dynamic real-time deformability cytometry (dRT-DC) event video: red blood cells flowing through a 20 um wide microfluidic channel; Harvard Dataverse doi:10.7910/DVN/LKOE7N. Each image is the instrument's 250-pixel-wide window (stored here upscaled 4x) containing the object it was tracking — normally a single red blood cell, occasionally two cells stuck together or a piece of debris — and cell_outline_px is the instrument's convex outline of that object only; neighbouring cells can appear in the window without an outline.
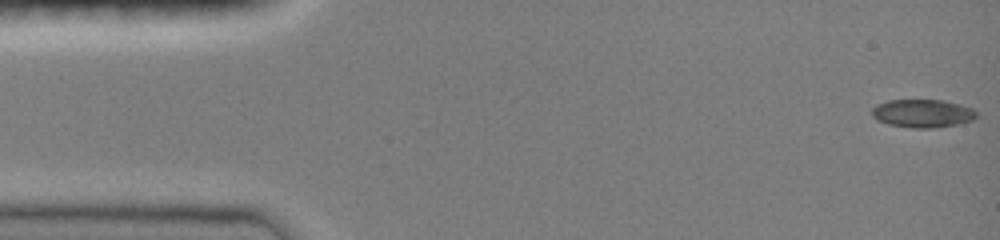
{"species": "common noctule bat (a hibernating species)", "species_latin": "Nyctalus noctula", "temperature_condition": "room temperature", "stored_images_in_passage": 47, "camera_frame_rate_fps": 3000, "um_per_image_px": 0.085, "animal": {"sex": "female", "body_mass_g": 19.0, "forearm_length_mm": 51.5}, "frame": {"image": 1, "passage_image": 1, "time_ms": 0.0, "image_size_px": [1000, 240], "cell_outline_px": [[976, 116], [972, 120], [956, 124], [932, 128], [912, 128], [888, 124], [876, 120], [872, 116], [872, 108], [876, 104], [888, 100], [944, 100], [960, 104], [972, 108], [976, 112]], "centroid_in_image_um": [78.38, 9.63], "position_along_channel_um": 6.6, "area_um2": 17.17}}
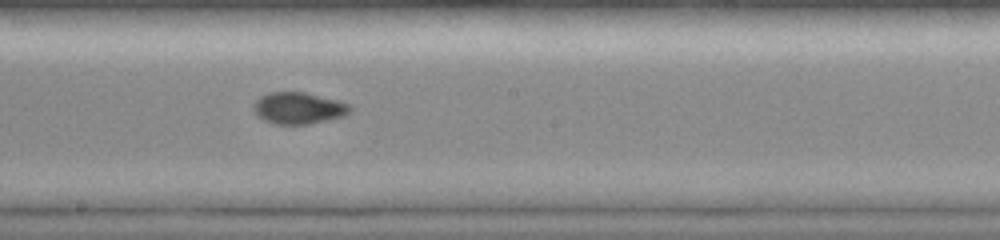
{"frame": {"image": 2, "passage_image": 26, "time_ms": 8.333, "image_size_px": [1000, 240], "cell_outline_px": [[352, 108], [344, 116], [308, 124], [276, 124], [264, 120], [252, 108], [252, 104], [260, 96], [268, 92], [304, 92], [340, 100], [352, 104]], "centroid_in_image_um": [25.4, 9.17], "position_along_channel_um": 222.8, "area_um2": 17.86}}
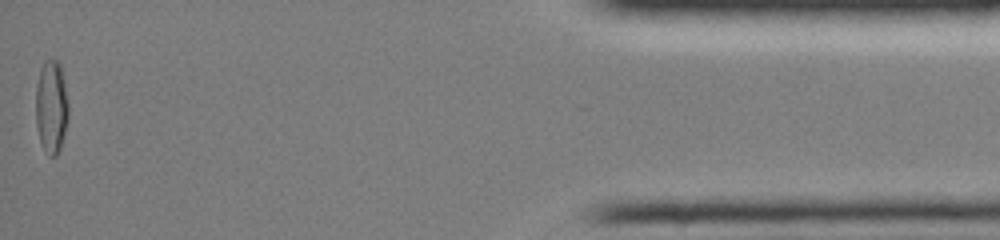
{"frame": {"image": 3, "passage_image": 47, "time_ms": 15.333, "image_size_px": [1000, 240], "cell_outline_px": [[68, 120], [60, 148], [56, 156], [48, 156], [44, 152], [40, 140], [36, 124], [36, 88], [40, 68], [44, 60], [56, 60], [60, 64], [68, 104]], "centroid_in_image_um": [4.35, 9.1], "position_along_channel_um": 430.8, "area_um2": 17.69}, "authors_computed_cell_mechanics": {"area_um2": 17.1088, "velocity_mm_per_s": 4.0624, "shape_relaxation_time_tau1_ms": null, "shape_relaxation_time_tau2_ms": 1.3913, "deformation_change_tau1": null, "deformation_change_tau2": 0.0301}}